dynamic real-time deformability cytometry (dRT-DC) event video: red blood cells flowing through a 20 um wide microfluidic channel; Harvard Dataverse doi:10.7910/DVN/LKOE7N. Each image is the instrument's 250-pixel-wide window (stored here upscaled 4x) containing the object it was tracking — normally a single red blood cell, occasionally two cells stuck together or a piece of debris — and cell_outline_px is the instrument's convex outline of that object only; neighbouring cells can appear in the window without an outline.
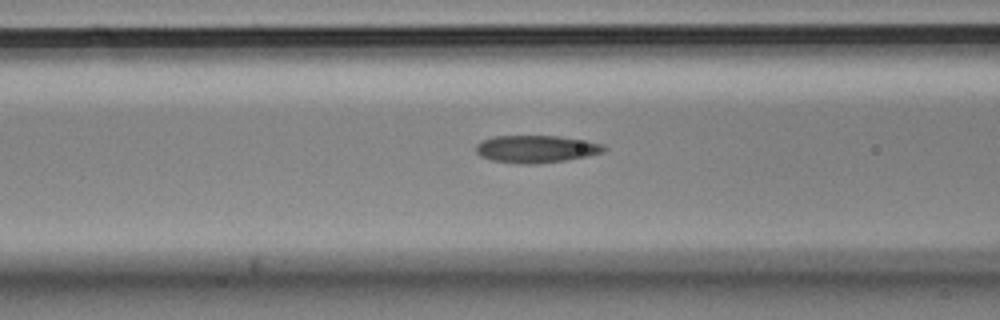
{"species": "Egyptian fruit bat (a non-hibernating species)", "species_latin": "Rousettus aegyptiacus", "temperature_condition": "cold", "stored_images_in_passage": 7, "camera_frame_rate_fps": 3000, "um_per_image_px": 0.085, "animal": {"sex": "male"}, "frame": {"image": 1, "passage_image": 7, "time_ms": 2.0, "image_size_px": [1000, 320], "cell_outline_px": [[608, 148], [604, 152], [564, 160], [536, 164], [520, 164], [492, 160], [480, 156], [476, 152], [476, 144], [484, 140], [496, 136], [556, 136], [584, 140], [604, 144]], "centroid_in_image_um": [45.57, 12.66], "position_along_channel_um": 121.0, "area_um2": 20.29}}